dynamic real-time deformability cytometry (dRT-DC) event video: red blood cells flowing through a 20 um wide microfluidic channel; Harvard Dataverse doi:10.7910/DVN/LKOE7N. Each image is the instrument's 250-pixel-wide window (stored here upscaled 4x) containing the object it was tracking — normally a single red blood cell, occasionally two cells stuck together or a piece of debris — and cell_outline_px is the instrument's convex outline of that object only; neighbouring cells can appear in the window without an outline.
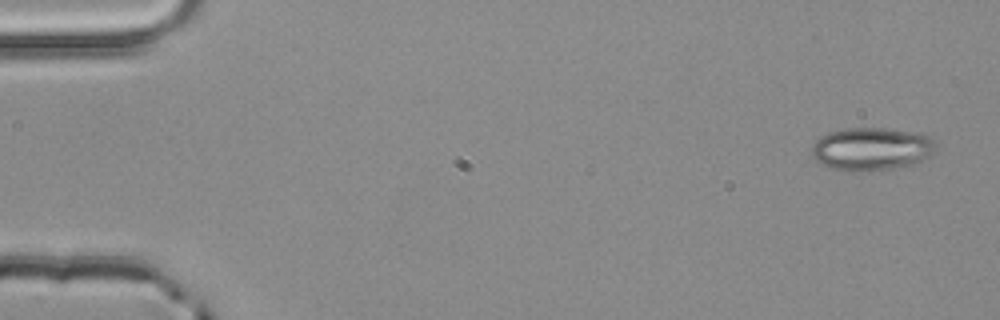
{"species": "common noctule bat (a hibernating species)", "species_latin": "Nyctalus noctula", "temperature_condition": "room temperature", "stored_images_in_passage": 5, "segment_of_instrument_passage": [1, 2], "camera_frame_rate_fps": 3000, "um_per_image_px": 0.085, "animal": {"sex": "male", "body_mass_g": 20.4}, "frame": {"image": 1, "passage_image": 1, "time_ms": 0.0, "image_size_px": [1000, 320], "cell_outline_px": [[936, 148], [928, 156], [912, 164], [892, 168], [856, 172], [844, 172], [832, 168], [816, 160], [812, 156], [812, 148], [816, 140], [820, 136], [828, 132], [848, 128], [884, 128], [908, 132], [928, 136], [936, 144]], "centroid_in_image_um": [74.02, 12.67], "position_along_channel_um": 11.0, "area_um2": 30.69}}